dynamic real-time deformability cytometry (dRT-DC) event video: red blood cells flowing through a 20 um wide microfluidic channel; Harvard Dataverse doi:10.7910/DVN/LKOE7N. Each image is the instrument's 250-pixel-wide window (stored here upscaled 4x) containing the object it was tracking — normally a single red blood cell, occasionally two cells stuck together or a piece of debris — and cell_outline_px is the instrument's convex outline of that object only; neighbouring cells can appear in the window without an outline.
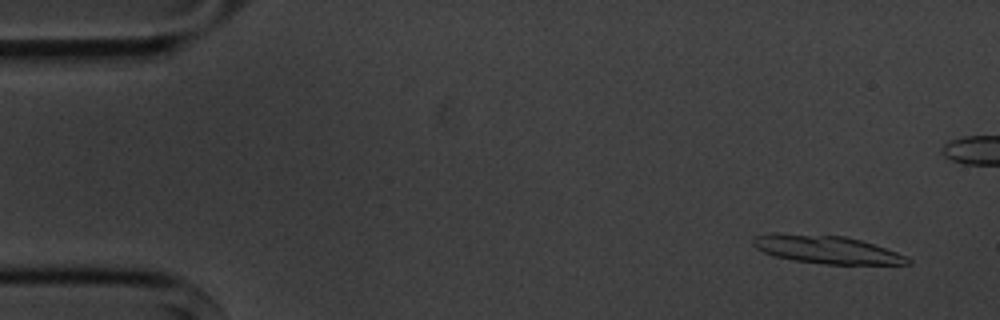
{"species": "common noctule bat (a hibernating species)", "species_latin": "Nyctalus noctula", "temperature_condition": "cold", "stored_images_in_passage": 11, "segment_of_instrument_passage": [1, 2], "camera_frame_rate_fps": 3000, "um_per_image_px": 0.085, "animal": {"sex": "male", "body_mass_g": 20.1, "forearm_length_mm": 53.5}, "frame": {"image": 1, "passage_image": 1, "time_ms": 0.0, "image_size_px": [1000, 320], "cell_outline_px": [[912, 264], [824, 264], [792, 260], [776, 256], [764, 252], [756, 248], [752, 244], [752, 236], [768, 232], [776, 232], [844, 236], [860, 240], [908, 256], [912, 260]], "centroid_in_image_um": [70.2, 21.19], "position_along_channel_um": 14.8, "area_um2": 25.43}}